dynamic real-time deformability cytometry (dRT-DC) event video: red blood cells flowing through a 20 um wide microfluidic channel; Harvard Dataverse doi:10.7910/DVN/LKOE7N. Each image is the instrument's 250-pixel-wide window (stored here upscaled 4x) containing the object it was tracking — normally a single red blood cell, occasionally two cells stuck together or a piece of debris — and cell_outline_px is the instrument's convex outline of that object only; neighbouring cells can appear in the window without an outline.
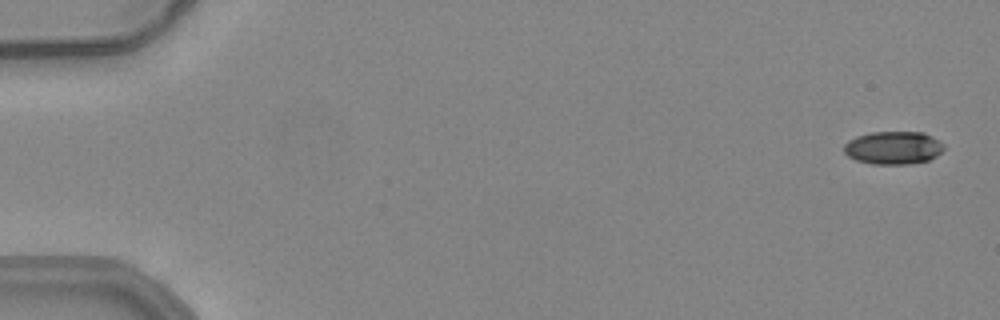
{"species": "common noctule bat (a hibernating species)", "species_latin": "Nyctalus noctula", "temperature_condition": "warm", "stored_images_in_passage": 13, "camera_frame_rate_fps": 3000, "um_per_image_px": 0.085, "animal": {"sex": "female", "body_mass_g": 24.6, "forearm_length_mm": 56.2}, "frame": {"image": 1, "passage_image": 2, "time_ms": 0.333, "image_size_px": [1000, 320], "cell_outline_px": [[944, 148], [936, 156], [928, 160], [908, 164], [872, 164], [856, 160], [848, 156], [844, 152], [844, 144], [848, 140], [856, 136], [868, 132], [924, 132], [944, 144]], "centroid_in_image_um": [75.9, 12.55], "position_along_channel_um": 9.1, "area_um2": 19.25}}